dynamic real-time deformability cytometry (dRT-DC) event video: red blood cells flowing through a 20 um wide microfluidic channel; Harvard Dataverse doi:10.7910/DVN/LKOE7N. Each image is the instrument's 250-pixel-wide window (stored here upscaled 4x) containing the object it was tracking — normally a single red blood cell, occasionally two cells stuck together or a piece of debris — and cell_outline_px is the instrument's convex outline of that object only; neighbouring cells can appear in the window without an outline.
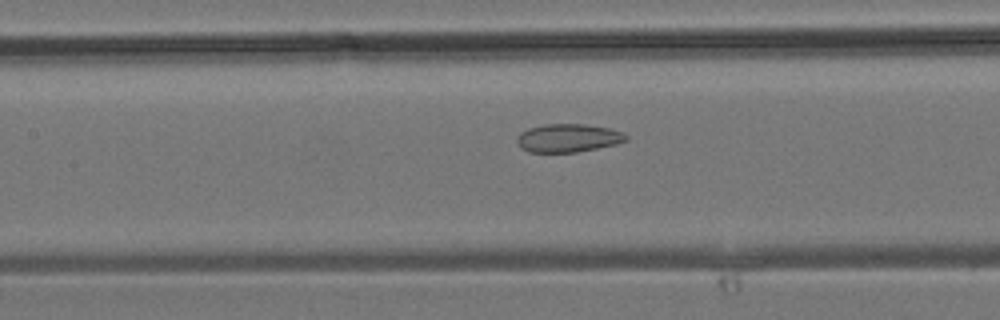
{"species": "common noctule bat (a hibernating species)", "species_latin": "Nyctalus noctula", "temperature_condition": "room temperature", "stored_images_in_passage": 39, "camera_frame_rate_fps": 3000, "um_per_image_px": 0.085, "animal": {"sex": "male", "body_mass_g": 19.2, "forearm_length_mm": 51.8}, "frame": {"image": 1, "passage_image": 18, "time_ms": 5.667, "image_size_px": [1000, 320], "cell_outline_px": [[628, 140], [616, 144], [576, 152], [528, 152], [520, 148], [516, 140], [516, 136], [520, 132], [528, 128], [544, 124], [584, 124], [608, 128], [620, 132], [628, 136]], "centroid_in_image_um": [48.23, 11.73], "position_along_channel_um": 159.2, "area_um2": 17.98}}
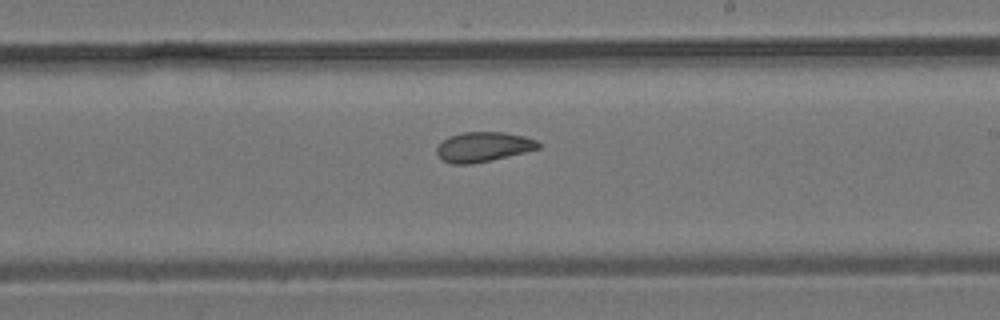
{"frame": {"image": 2, "passage_image": 23, "time_ms": 7.333, "image_size_px": [1000, 320], "cell_outline_px": [[540, 148], [524, 152], [472, 164], [452, 164], [444, 160], [436, 152], [436, 148], [448, 136], [464, 132], [504, 132], [524, 136], [536, 140], [540, 144]], "centroid_in_image_um": [41.08, 12.47], "position_along_channel_um": 247.9, "area_um2": 17.4}}
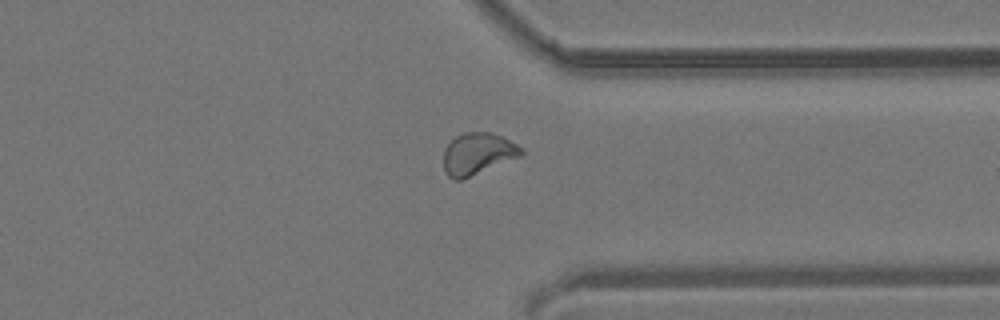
{"frame": {"image": 3, "passage_image": 30, "time_ms": 9.667, "image_size_px": [1000, 320], "cell_outline_px": [[524, 152], [520, 156], [460, 180], [452, 180], [444, 172], [444, 148], [456, 136], [464, 132], [492, 132], [524, 148]], "centroid_in_image_um": [40.58, 13.06], "position_along_channel_um": 370.8, "area_um2": 18.73}}